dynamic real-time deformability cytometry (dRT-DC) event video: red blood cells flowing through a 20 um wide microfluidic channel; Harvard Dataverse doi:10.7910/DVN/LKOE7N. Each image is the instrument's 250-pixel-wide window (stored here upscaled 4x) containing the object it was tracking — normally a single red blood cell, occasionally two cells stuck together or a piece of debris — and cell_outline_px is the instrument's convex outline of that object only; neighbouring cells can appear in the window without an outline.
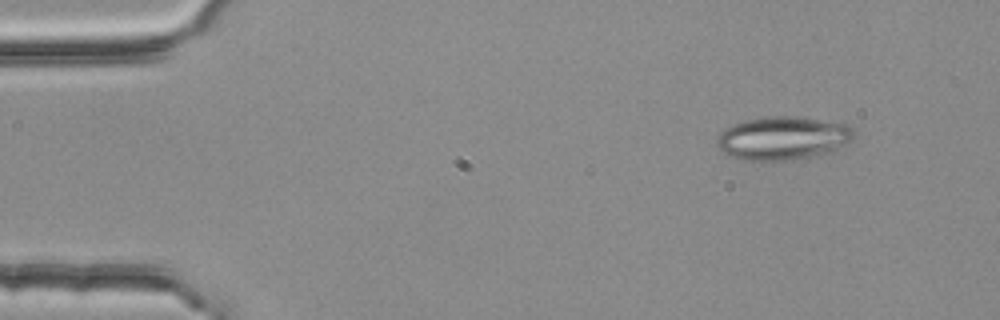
{"species": "common noctule bat (a hibernating species)", "species_latin": "Nyctalus noctula", "temperature_condition": "room temperature", "stored_images_in_passage": 6, "camera_frame_rate_fps": 3000, "um_per_image_px": 0.085, "animal": {"sex": "female", "body_mass_g": 25.1}, "frame": {"image": 1, "passage_image": 2, "time_ms": 0.333, "image_size_px": [1000, 320], "cell_outline_px": [[856, 136], [852, 140], [836, 152], [816, 156], [788, 160], [740, 160], [728, 156], [716, 144], [716, 140], [720, 132], [724, 128], [744, 120], [768, 116], [804, 116], [848, 124], [856, 128]], "centroid_in_image_um": [66.63, 11.73], "position_along_channel_um": 18.4, "area_um2": 35.6}}